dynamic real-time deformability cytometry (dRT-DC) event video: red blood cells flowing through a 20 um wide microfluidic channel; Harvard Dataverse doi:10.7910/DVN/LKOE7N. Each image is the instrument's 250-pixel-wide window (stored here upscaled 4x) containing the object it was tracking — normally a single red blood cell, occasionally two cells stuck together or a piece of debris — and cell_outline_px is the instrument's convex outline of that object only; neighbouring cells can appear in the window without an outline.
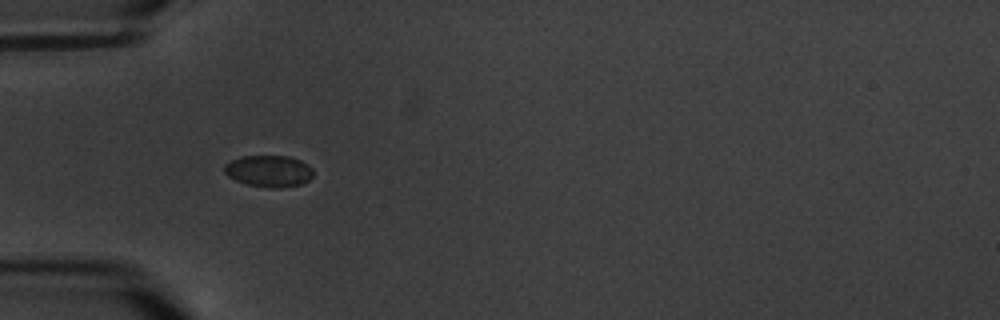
{"species": "common noctule bat (a hibernating species)", "species_latin": "Nyctalus noctula", "temperature_condition": "warm", "stored_images_in_passage": 4, "camera_frame_rate_fps": 3000, "um_per_image_px": 0.085, "animal": {"sex": "male", "body_mass_g": 20.1, "forearm_length_mm": 53.5}, "frame": {"image": 1, "passage_image": 4, "time_ms": 3.667, "image_size_px": [1000, 320], "cell_outline_px": [[312, 176], [308, 180], [300, 184], [280, 188], [268, 188], [248, 184], [236, 180], [228, 176], [224, 172], [224, 164], [240, 156], [288, 156], [300, 160], [308, 164], [312, 168]], "centroid_in_image_um": [22.84, 14.53], "position_along_channel_um": 62.2, "area_um2": 16.36}}